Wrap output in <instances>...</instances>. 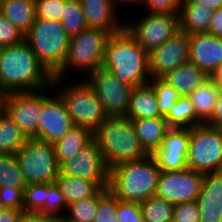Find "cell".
Here are the masks:
<instances>
[{"label":"cell","instance_id":"1","mask_svg":"<svg viewBox=\"0 0 222 222\" xmlns=\"http://www.w3.org/2000/svg\"><path fill=\"white\" fill-rule=\"evenodd\" d=\"M53 75L38 60L29 44L0 48V92H30L47 88Z\"/></svg>","mask_w":222,"mask_h":222},{"label":"cell","instance_id":"2","mask_svg":"<svg viewBox=\"0 0 222 222\" xmlns=\"http://www.w3.org/2000/svg\"><path fill=\"white\" fill-rule=\"evenodd\" d=\"M102 67L133 87L148 84L151 79L148 53L125 27L110 36Z\"/></svg>","mask_w":222,"mask_h":222},{"label":"cell","instance_id":"3","mask_svg":"<svg viewBox=\"0 0 222 222\" xmlns=\"http://www.w3.org/2000/svg\"><path fill=\"white\" fill-rule=\"evenodd\" d=\"M161 170L154 157L121 163L109 170V191L119 200L141 203L156 194Z\"/></svg>","mask_w":222,"mask_h":222},{"label":"cell","instance_id":"4","mask_svg":"<svg viewBox=\"0 0 222 222\" xmlns=\"http://www.w3.org/2000/svg\"><path fill=\"white\" fill-rule=\"evenodd\" d=\"M93 140L109 170L148 155L139 142L132 120L126 117H108L93 132Z\"/></svg>","mask_w":222,"mask_h":222},{"label":"cell","instance_id":"5","mask_svg":"<svg viewBox=\"0 0 222 222\" xmlns=\"http://www.w3.org/2000/svg\"><path fill=\"white\" fill-rule=\"evenodd\" d=\"M81 78L80 76V80H73L70 84H63V80L66 81L63 78H53L51 86L64 101L73 124L93 133L108 115L92 88Z\"/></svg>","mask_w":222,"mask_h":222},{"label":"cell","instance_id":"6","mask_svg":"<svg viewBox=\"0 0 222 222\" xmlns=\"http://www.w3.org/2000/svg\"><path fill=\"white\" fill-rule=\"evenodd\" d=\"M111 35L105 30L87 27L80 34L70 37L66 60L53 78L64 79L70 70L84 71L85 77L102 67Z\"/></svg>","mask_w":222,"mask_h":222},{"label":"cell","instance_id":"7","mask_svg":"<svg viewBox=\"0 0 222 222\" xmlns=\"http://www.w3.org/2000/svg\"><path fill=\"white\" fill-rule=\"evenodd\" d=\"M25 41L52 75L64 64L70 36L61 22L36 18Z\"/></svg>","mask_w":222,"mask_h":222},{"label":"cell","instance_id":"8","mask_svg":"<svg viewBox=\"0 0 222 222\" xmlns=\"http://www.w3.org/2000/svg\"><path fill=\"white\" fill-rule=\"evenodd\" d=\"M15 155L27 185L55 183L60 166L54 144L38 138H28L24 147Z\"/></svg>","mask_w":222,"mask_h":222},{"label":"cell","instance_id":"9","mask_svg":"<svg viewBox=\"0 0 222 222\" xmlns=\"http://www.w3.org/2000/svg\"><path fill=\"white\" fill-rule=\"evenodd\" d=\"M187 165L203 174L222 171V128L206 124L190 128Z\"/></svg>","mask_w":222,"mask_h":222},{"label":"cell","instance_id":"10","mask_svg":"<svg viewBox=\"0 0 222 222\" xmlns=\"http://www.w3.org/2000/svg\"><path fill=\"white\" fill-rule=\"evenodd\" d=\"M54 91L47 88L30 92H13L3 97V110L16 123L27 138H38V124L42 101Z\"/></svg>","mask_w":222,"mask_h":222},{"label":"cell","instance_id":"11","mask_svg":"<svg viewBox=\"0 0 222 222\" xmlns=\"http://www.w3.org/2000/svg\"><path fill=\"white\" fill-rule=\"evenodd\" d=\"M83 79L101 101L108 117H125L133 86L100 67Z\"/></svg>","mask_w":222,"mask_h":222},{"label":"cell","instance_id":"12","mask_svg":"<svg viewBox=\"0 0 222 222\" xmlns=\"http://www.w3.org/2000/svg\"><path fill=\"white\" fill-rule=\"evenodd\" d=\"M144 14L137 21L125 22L124 27L150 53L179 31V14Z\"/></svg>","mask_w":222,"mask_h":222},{"label":"cell","instance_id":"13","mask_svg":"<svg viewBox=\"0 0 222 222\" xmlns=\"http://www.w3.org/2000/svg\"><path fill=\"white\" fill-rule=\"evenodd\" d=\"M203 175L189 168L161 171L155 195L173 204L194 202L200 194Z\"/></svg>","mask_w":222,"mask_h":222},{"label":"cell","instance_id":"14","mask_svg":"<svg viewBox=\"0 0 222 222\" xmlns=\"http://www.w3.org/2000/svg\"><path fill=\"white\" fill-rule=\"evenodd\" d=\"M59 175L80 177L95 182L101 189L108 188L109 169L94 140L75 157L65 160L60 165Z\"/></svg>","mask_w":222,"mask_h":222},{"label":"cell","instance_id":"15","mask_svg":"<svg viewBox=\"0 0 222 222\" xmlns=\"http://www.w3.org/2000/svg\"><path fill=\"white\" fill-rule=\"evenodd\" d=\"M151 78H162L167 73L189 61V37L178 31L162 45L148 53Z\"/></svg>","mask_w":222,"mask_h":222},{"label":"cell","instance_id":"16","mask_svg":"<svg viewBox=\"0 0 222 222\" xmlns=\"http://www.w3.org/2000/svg\"><path fill=\"white\" fill-rule=\"evenodd\" d=\"M55 93V94H54ZM50 93L43 101L38 124V139L54 144L74 126L62 98Z\"/></svg>","mask_w":222,"mask_h":222},{"label":"cell","instance_id":"17","mask_svg":"<svg viewBox=\"0 0 222 222\" xmlns=\"http://www.w3.org/2000/svg\"><path fill=\"white\" fill-rule=\"evenodd\" d=\"M189 37V61L208 75L222 64V37L209 33L191 34Z\"/></svg>","mask_w":222,"mask_h":222},{"label":"cell","instance_id":"18","mask_svg":"<svg viewBox=\"0 0 222 222\" xmlns=\"http://www.w3.org/2000/svg\"><path fill=\"white\" fill-rule=\"evenodd\" d=\"M200 222H220L222 218V171L203 175L202 187L196 201Z\"/></svg>","mask_w":222,"mask_h":222},{"label":"cell","instance_id":"19","mask_svg":"<svg viewBox=\"0 0 222 222\" xmlns=\"http://www.w3.org/2000/svg\"><path fill=\"white\" fill-rule=\"evenodd\" d=\"M80 2L87 27L99 28L111 34L118 33L124 28V23L119 21L118 12L110 0H80Z\"/></svg>","mask_w":222,"mask_h":222},{"label":"cell","instance_id":"20","mask_svg":"<svg viewBox=\"0 0 222 222\" xmlns=\"http://www.w3.org/2000/svg\"><path fill=\"white\" fill-rule=\"evenodd\" d=\"M215 9L200 3L181 0L179 30L188 35L208 33Z\"/></svg>","mask_w":222,"mask_h":222},{"label":"cell","instance_id":"21","mask_svg":"<svg viewBox=\"0 0 222 222\" xmlns=\"http://www.w3.org/2000/svg\"><path fill=\"white\" fill-rule=\"evenodd\" d=\"M181 96H189L197 87L209 79V75L196 64L188 61L162 77Z\"/></svg>","mask_w":222,"mask_h":222},{"label":"cell","instance_id":"22","mask_svg":"<svg viewBox=\"0 0 222 222\" xmlns=\"http://www.w3.org/2000/svg\"><path fill=\"white\" fill-rule=\"evenodd\" d=\"M125 117L131 120L163 117L156 93L149 83L133 88Z\"/></svg>","mask_w":222,"mask_h":222},{"label":"cell","instance_id":"23","mask_svg":"<svg viewBox=\"0 0 222 222\" xmlns=\"http://www.w3.org/2000/svg\"><path fill=\"white\" fill-rule=\"evenodd\" d=\"M139 142L148 155L162 144L163 138L169 129L164 117L141 118L132 120Z\"/></svg>","mask_w":222,"mask_h":222},{"label":"cell","instance_id":"24","mask_svg":"<svg viewBox=\"0 0 222 222\" xmlns=\"http://www.w3.org/2000/svg\"><path fill=\"white\" fill-rule=\"evenodd\" d=\"M220 90L208 79L188 96L196 112V126L205 124L211 118Z\"/></svg>","mask_w":222,"mask_h":222},{"label":"cell","instance_id":"25","mask_svg":"<svg viewBox=\"0 0 222 222\" xmlns=\"http://www.w3.org/2000/svg\"><path fill=\"white\" fill-rule=\"evenodd\" d=\"M92 140L93 133L90 130L74 125L63 138L54 143L59 166L65 160L75 157Z\"/></svg>","mask_w":222,"mask_h":222},{"label":"cell","instance_id":"26","mask_svg":"<svg viewBox=\"0 0 222 222\" xmlns=\"http://www.w3.org/2000/svg\"><path fill=\"white\" fill-rule=\"evenodd\" d=\"M0 13L26 34L36 19L35 0H3Z\"/></svg>","mask_w":222,"mask_h":222},{"label":"cell","instance_id":"27","mask_svg":"<svg viewBox=\"0 0 222 222\" xmlns=\"http://www.w3.org/2000/svg\"><path fill=\"white\" fill-rule=\"evenodd\" d=\"M67 205L93 197L101 188L93 181L80 177L59 175L55 181Z\"/></svg>","mask_w":222,"mask_h":222},{"label":"cell","instance_id":"28","mask_svg":"<svg viewBox=\"0 0 222 222\" xmlns=\"http://www.w3.org/2000/svg\"><path fill=\"white\" fill-rule=\"evenodd\" d=\"M27 137L2 109L0 111V154H15L27 142Z\"/></svg>","mask_w":222,"mask_h":222},{"label":"cell","instance_id":"29","mask_svg":"<svg viewBox=\"0 0 222 222\" xmlns=\"http://www.w3.org/2000/svg\"><path fill=\"white\" fill-rule=\"evenodd\" d=\"M164 118L169 128L190 129L196 126V112L188 96H181Z\"/></svg>","mask_w":222,"mask_h":222},{"label":"cell","instance_id":"30","mask_svg":"<svg viewBox=\"0 0 222 222\" xmlns=\"http://www.w3.org/2000/svg\"><path fill=\"white\" fill-rule=\"evenodd\" d=\"M139 204L144 222H172L175 204L156 195Z\"/></svg>","mask_w":222,"mask_h":222},{"label":"cell","instance_id":"31","mask_svg":"<svg viewBox=\"0 0 222 222\" xmlns=\"http://www.w3.org/2000/svg\"><path fill=\"white\" fill-rule=\"evenodd\" d=\"M99 208V191L90 198L68 205L62 222H93Z\"/></svg>","mask_w":222,"mask_h":222},{"label":"cell","instance_id":"32","mask_svg":"<svg viewBox=\"0 0 222 222\" xmlns=\"http://www.w3.org/2000/svg\"><path fill=\"white\" fill-rule=\"evenodd\" d=\"M17 187L24 190L26 180L15 154H0V187Z\"/></svg>","mask_w":222,"mask_h":222},{"label":"cell","instance_id":"33","mask_svg":"<svg viewBox=\"0 0 222 222\" xmlns=\"http://www.w3.org/2000/svg\"><path fill=\"white\" fill-rule=\"evenodd\" d=\"M67 34L72 37L87 28L80 0H67L60 21Z\"/></svg>","mask_w":222,"mask_h":222},{"label":"cell","instance_id":"34","mask_svg":"<svg viewBox=\"0 0 222 222\" xmlns=\"http://www.w3.org/2000/svg\"><path fill=\"white\" fill-rule=\"evenodd\" d=\"M148 83L156 93L160 114L165 117L181 95L162 78H151Z\"/></svg>","mask_w":222,"mask_h":222},{"label":"cell","instance_id":"35","mask_svg":"<svg viewBox=\"0 0 222 222\" xmlns=\"http://www.w3.org/2000/svg\"><path fill=\"white\" fill-rule=\"evenodd\" d=\"M190 129L169 128L163 138L162 144L155 151H174L188 155Z\"/></svg>","mask_w":222,"mask_h":222},{"label":"cell","instance_id":"36","mask_svg":"<svg viewBox=\"0 0 222 222\" xmlns=\"http://www.w3.org/2000/svg\"><path fill=\"white\" fill-rule=\"evenodd\" d=\"M67 208L68 205L63 194L61 193L60 188L56 183H49V194L47 201L38 212L54 217L58 221H62L65 217Z\"/></svg>","mask_w":222,"mask_h":222},{"label":"cell","instance_id":"37","mask_svg":"<svg viewBox=\"0 0 222 222\" xmlns=\"http://www.w3.org/2000/svg\"><path fill=\"white\" fill-rule=\"evenodd\" d=\"M49 183L29 184L23 190L24 211L38 212L47 201Z\"/></svg>","mask_w":222,"mask_h":222},{"label":"cell","instance_id":"38","mask_svg":"<svg viewBox=\"0 0 222 222\" xmlns=\"http://www.w3.org/2000/svg\"><path fill=\"white\" fill-rule=\"evenodd\" d=\"M118 198L108 188L99 190V208L93 222H118Z\"/></svg>","mask_w":222,"mask_h":222},{"label":"cell","instance_id":"39","mask_svg":"<svg viewBox=\"0 0 222 222\" xmlns=\"http://www.w3.org/2000/svg\"><path fill=\"white\" fill-rule=\"evenodd\" d=\"M161 171H180L188 168L187 156L174 151H154L152 153Z\"/></svg>","mask_w":222,"mask_h":222},{"label":"cell","instance_id":"40","mask_svg":"<svg viewBox=\"0 0 222 222\" xmlns=\"http://www.w3.org/2000/svg\"><path fill=\"white\" fill-rule=\"evenodd\" d=\"M67 0H35L36 18L61 21Z\"/></svg>","mask_w":222,"mask_h":222},{"label":"cell","instance_id":"41","mask_svg":"<svg viewBox=\"0 0 222 222\" xmlns=\"http://www.w3.org/2000/svg\"><path fill=\"white\" fill-rule=\"evenodd\" d=\"M24 40L25 34L0 13V48L19 44Z\"/></svg>","mask_w":222,"mask_h":222},{"label":"cell","instance_id":"42","mask_svg":"<svg viewBox=\"0 0 222 222\" xmlns=\"http://www.w3.org/2000/svg\"><path fill=\"white\" fill-rule=\"evenodd\" d=\"M181 0H141L140 8L151 14H179Z\"/></svg>","mask_w":222,"mask_h":222},{"label":"cell","instance_id":"43","mask_svg":"<svg viewBox=\"0 0 222 222\" xmlns=\"http://www.w3.org/2000/svg\"><path fill=\"white\" fill-rule=\"evenodd\" d=\"M117 219L118 222H144L140 204L118 199Z\"/></svg>","mask_w":222,"mask_h":222},{"label":"cell","instance_id":"44","mask_svg":"<svg viewBox=\"0 0 222 222\" xmlns=\"http://www.w3.org/2000/svg\"><path fill=\"white\" fill-rule=\"evenodd\" d=\"M0 197L4 208L24 210L23 189L17 187H0Z\"/></svg>","mask_w":222,"mask_h":222},{"label":"cell","instance_id":"45","mask_svg":"<svg viewBox=\"0 0 222 222\" xmlns=\"http://www.w3.org/2000/svg\"><path fill=\"white\" fill-rule=\"evenodd\" d=\"M172 222H200V211L197 203L175 204Z\"/></svg>","mask_w":222,"mask_h":222},{"label":"cell","instance_id":"46","mask_svg":"<svg viewBox=\"0 0 222 222\" xmlns=\"http://www.w3.org/2000/svg\"><path fill=\"white\" fill-rule=\"evenodd\" d=\"M19 222H59L56 218L39 212L22 211Z\"/></svg>","mask_w":222,"mask_h":222},{"label":"cell","instance_id":"47","mask_svg":"<svg viewBox=\"0 0 222 222\" xmlns=\"http://www.w3.org/2000/svg\"><path fill=\"white\" fill-rule=\"evenodd\" d=\"M205 124L211 127L222 128V90L219 92L213 114Z\"/></svg>","mask_w":222,"mask_h":222},{"label":"cell","instance_id":"48","mask_svg":"<svg viewBox=\"0 0 222 222\" xmlns=\"http://www.w3.org/2000/svg\"><path fill=\"white\" fill-rule=\"evenodd\" d=\"M208 33L217 37H222V6L215 9Z\"/></svg>","mask_w":222,"mask_h":222},{"label":"cell","instance_id":"49","mask_svg":"<svg viewBox=\"0 0 222 222\" xmlns=\"http://www.w3.org/2000/svg\"><path fill=\"white\" fill-rule=\"evenodd\" d=\"M23 210L7 209L0 211V222H19Z\"/></svg>","mask_w":222,"mask_h":222},{"label":"cell","instance_id":"50","mask_svg":"<svg viewBox=\"0 0 222 222\" xmlns=\"http://www.w3.org/2000/svg\"><path fill=\"white\" fill-rule=\"evenodd\" d=\"M113 8L117 11L120 6H133L137 9V7L141 6V0H110Z\"/></svg>","mask_w":222,"mask_h":222},{"label":"cell","instance_id":"51","mask_svg":"<svg viewBox=\"0 0 222 222\" xmlns=\"http://www.w3.org/2000/svg\"><path fill=\"white\" fill-rule=\"evenodd\" d=\"M209 79L222 90V64L209 74Z\"/></svg>","mask_w":222,"mask_h":222},{"label":"cell","instance_id":"52","mask_svg":"<svg viewBox=\"0 0 222 222\" xmlns=\"http://www.w3.org/2000/svg\"><path fill=\"white\" fill-rule=\"evenodd\" d=\"M186 1L191 3L204 4L213 9H218L222 6V0H186Z\"/></svg>","mask_w":222,"mask_h":222},{"label":"cell","instance_id":"53","mask_svg":"<svg viewBox=\"0 0 222 222\" xmlns=\"http://www.w3.org/2000/svg\"><path fill=\"white\" fill-rule=\"evenodd\" d=\"M3 97L4 95L0 92V111L3 109Z\"/></svg>","mask_w":222,"mask_h":222},{"label":"cell","instance_id":"54","mask_svg":"<svg viewBox=\"0 0 222 222\" xmlns=\"http://www.w3.org/2000/svg\"><path fill=\"white\" fill-rule=\"evenodd\" d=\"M5 208H4V206H3V202H2V199H1V197H0V211H2V210H4Z\"/></svg>","mask_w":222,"mask_h":222},{"label":"cell","instance_id":"55","mask_svg":"<svg viewBox=\"0 0 222 222\" xmlns=\"http://www.w3.org/2000/svg\"><path fill=\"white\" fill-rule=\"evenodd\" d=\"M2 4H3V0H0V11H1Z\"/></svg>","mask_w":222,"mask_h":222}]
</instances>
